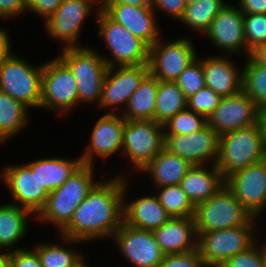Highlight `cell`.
Here are the masks:
<instances>
[{
    "mask_svg": "<svg viewBox=\"0 0 266 267\" xmlns=\"http://www.w3.org/2000/svg\"><path fill=\"white\" fill-rule=\"evenodd\" d=\"M164 128L154 120H126L123 149L140 171L164 149Z\"/></svg>",
    "mask_w": 266,
    "mask_h": 267,
    "instance_id": "30bf717a",
    "label": "cell"
},
{
    "mask_svg": "<svg viewBox=\"0 0 266 267\" xmlns=\"http://www.w3.org/2000/svg\"><path fill=\"white\" fill-rule=\"evenodd\" d=\"M93 166L82 164L59 188L49 193L44 208L36 218L51 222L63 229L72 219L74 211L99 183L93 179Z\"/></svg>",
    "mask_w": 266,
    "mask_h": 267,
    "instance_id": "3957f363",
    "label": "cell"
},
{
    "mask_svg": "<svg viewBox=\"0 0 266 267\" xmlns=\"http://www.w3.org/2000/svg\"><path fill=\"white\" fill-rule=\"evenodd\" d=\"M0 267H11V259L8 253L0 251Z\"/></svg>",
    "mask_w": 266,
    "mask_h": 267,
    "instance_id": "816d5d0a",
    "label": "cell"
},
{
    "mask_svg": "<svg viewBox=\"0 0 266 267\" xmlns=\"http://www.w3.org/2000/svg\"><path fill=\"white\" fill-rule=\"evenodd\" d=\"M63 0H28L27 10L38 13L47 20L60 6Z\"/></svg>",
    "mask_w": 266,
    "mask_h": 267,
    "instance_id": "ee69618b",
    "label": "cell"
},
{
    "mask_svg": "<svg viewBox=\"0 0 266 267\" xmlns=\"http://www.w3.org/2000/svg\"><path fill=\"white\" fill-rule=\"evenodd\" d=\"M158 82L149 72L130 96L121 116L126 120H154Z\"/></svg>",
    "mask_w": 266,
    "mask_h": 267,
    "instance_id": "83f0119b",
    "label": "cell"
},
{
    "mask_svg": "<svg viewBox=\"0 0 266 267\" xmlns=\"http://www.w3.org/2000/svg\"><path fill=\"white\" fill-rule=\"evenodd\" d=\"M112 179L99 182L74 211L61 230L66 242L77 244L110 237L122 225L127 181L120 176Z\"/></svg>",
    "mask_w": 266,
    "mask_h": 267,
    "instance_id": "6da1fadb",
    "label": "cell"
},
{
    "mask_svg": "<svg viewBox=\"0 0 266 267\" xmlns=\"http://www.w3.org/2000/svg\"><path fill=\"white\" fill-rule=\"evenodd\" d=\"M240 10L243 14H266V0H239Z\"/></svg>",
    "mask_w": 266,
    "mask_h": 267,
    "instance_id": "bcb514c9",
    "label": "cell"
},
{
    "mask_svg": "<svg viewBox=\"0 0 266 267\" xmlns=\"http://www.w3.org/2000/svg\"><path fill=\"white\" fill-rule=\"evenodd\" d=\"M99 9L105 11L112 4H127L136 7H152V0H99Z\"/></svg>",
    "mask_w": 266,
    "mask_h": 267,
    "instance_id": "7dc6e473",
    "label": "cell"
},
{
    "mask_svg": "<svg viewBox=\"0 0 266 267\" xmlns=\"http://www.w3.org/2000/svg\"><path fill=\"white\" fill-rule=\"evenodd\" d=\"M43 65L36 68L10 55L0 66V91L22 102L40 108Z\"/></svg>",
    "mask_w": 266,
    "mask_h": 267,
    "instance_id": "ba28073f",
    "label": "cell"
},
{
    "mask_svg": "<svg viewBox=\"0 0 266 267\" xmlns=\"http://www.w3.org/2000/svg\"><path fill=\"white\" fill-rule=\"evenodd\" d=\"M84 259H80L73 267H89L86 262L83 261Z\"/></svg>",
    "mask_w": 266,
    "mask_h": 267,
    "instance_id": "db71d44e",
    "label": "cell"
},
{
    "mask_svg": "<svg viewBox=\"0 0 266 267\" xmlns=\"http://www.w3.org/2000/svg\"><path fill=\"white\" fill-rule=\"evenodd\" d=\"M223 0H200L185 7L180 22L206 33L215 16L226 6Z\"/></svg>",
    "mask_w": 266,
    "mask_h": 267,
    "instance_id": "d6a6232c",
    "label": "cell"
},
{
    "mask_svg": "<svg viewBox=\"0 0 266 267\" xmlns=\"http://www.w3.org/2000/svg\"><path fill=\"white\" fill-rule=\"evenodd\" d=\"M224 185H226L225 178L215 164L211 170L204 165H193L180 183L182 190L194 206L208 200Z\"/></svg>",
    "mask_w": 266,
    "mask_h": 267,
    "instance_id": "d4e9b609",
    "label": "cell"
},
{
    "mask_svg": "<svg viewBox=\"0 0 266 267\" xmlns=\"http://www.w3.org/2000/svg\"><path fill=\"white\" fill-rule=\"evenodd\" d=\"M81 158L67 160L66 158L39 159L26 164L31 171H36L41 186L49 193L64 184L82 165Z\"/></svg>",
    "mask_w": 266,
    "mask_h": 267,
    "instance_id": "484cf974",
    "label": "cell"
},
{
    "mask_svg": "<svg viewBox=\"0 0 266 267\" xmlns=\"http://www.w3.org/2000/svg\"><path fill=\"white\" fill-rule=\"evenodd\" d=\"M250 56L260 65L266 67V44L257 47Z\"/></svg>",
    "mask_w": 266,
    "mask_h": 267,
    "instance_id": "681fc988",
    "label": "cell"
},
{
    "mask_svg": "<svg viewBox=\"0 0 266 267\" xmlns=\"http://www.w3.org/2000/svg\"><path fill=\"white\" fill-rule=\"evenodd\" d=\"M244 38L247 46V57L257 47L266 44V14H243Z\"/></svg>",
    "mask_w": 266,
    "mask_h": 267,
    "instance_id": "8d00e7d4",
    "label": "cell"
},
{
    "mask_svg": "<svg viewBox=\"0 0 266 267\" xmlns=\"http://www.w3.org/2000/svg\"><path fill=\"white\" fill-rule=\"evenodd\" d=\"M158 196L161 205L170 217H193L195 206L191 203L180 184L159 187Z\"/></svg>",
    "mask_w": 266,
    "mask_h": 267,
    "instance_id": "836d02e7",
    "label": "cell"
},
{
    "mask_svg": "<svg viewBox=\"0 0 266 267\" xmlns=\"http://www.w3.org/2000/svg\"><path fill=\"white\" fill-rule=\"evenodd\" d=\"M158 267H207L198 249L179 254L165 255Z\"/></svg>",
    "mask_w": 266,
    "mask_h": 267,
    "instance_id": "ab89813d",
    "label": "cell"
},
{
    "mask_svg": "<svg viewBox=\"0 0 266 267\" xmlns=\"http://www.w3.org/2000/svg\"><path fill=\"white\" fill-rule=\"evenodd\" d=\"M259 110L243 91L222 97L214 112L207 118L208 125L220 135L246 128L258 122Z\"/></svg>",
    "mask_w": 266,
    "mask_h": 267,
    "instance_id": "9a60e30c",
    "label": "cell"
},
{
    "mask_svg": "<svg viewBox=\"0 0 266 267\" xmlns=\"http://www.w3.org/2000/svg\"><path fill=\"white\" fill-rule=\"evenodd\" d=\"M27 106L0 91V143L19 132L27 123Z\"/></svg>",
    "mask_w": 266,
    "mask_h": 267,
    "instance_id": "4dcf8cb0",
    "label": "cell"
},
{
    "mask_svg": "<svg viewBox=\"0 0 266 267\" xmlns=\"http://www.w3.org/2000/svg\"><path fill=\"white\" fill-rule=\"evenodd\" d=\"M39 257L42 267H73L85 256L70 251L60 245L41 244L34 249Z\"/></svg>",
    "mask_w": 266,
    "mask_h": 267,
    "instance_id": "e575fe53",
    "label": "cell"
},
{
    "mask_svg": "<svg viewBox=\"0 0 266 267\" xmlns=\"http://www.w3.org/2000/svg\"><path fill=\"white\" fill-rule=\"evenodd\" d=\"M225 184L249 213L257 217L266 206V158L232 173Z\"/></svg>",
    "mask_w": 266,
    "mask_h": 267,
    "instance_id": "4fadbf2b",
    "label": "cell"
},
{
    "mask_svg": "<svg viewBox=\"0 0 266 267\" xmlns=\"http://www.w3.org/2000/svg\"><path fill=\"white\" fill-rule=\"evenodd\" d=\"M208 124L207 118L187 108L172 116L163 124L164 135H186L203 129ZM169 130V131H168Z\"/></svg>",
    "mask_w": 266,
    "mask_h": 267,
    "instance_id": "d590c367",
    "label": "cell"
},
{
    "mask_svg": "<svg viewBox=\"0 0 266 267\" xmlns=\"http://www.w3.org/2000/svg\"><path fill=\"white\" fill-rule=\"evenodd\" d=\"M113 236L124 257L135 267H158L164 259L165 254L152 231L136 229L123 222Z\"/></svg>",
    "mask_w": 266,
    "mask_h": 267,
    "instance_id": "5bb4252c",
    "label": "cell"
},
{
    "mask_svg": "<svg viewBox=\"0 0 266 267\" xmlns=\"http://www.w3.org/2000/svg\"><path fill=\"white\" fill-rule=\"evenodd\" d=\"M99 35L104 38L114 59H106L108 67L141 65L149 63V46L130 33L124 26L112 20L104 11L98 10Z\"/></svg>",
    "mask_w": 266,
    "mask_h": 267,
    "instance_id": "52a82bcc",
    "label": "cell"
},
{
    "mask_svg": "<svg viewBox=\"0 0 266 267\" xmlns=\"http://www.w3.org/2000/svg\"><path fill=\"white\" fill-rule=\"evenodd\" d=\"M179 88L183 91L186 98L194 95L200 89L206 86L203 73V60L195 59L186 69L179 75L175 81Z\"/></svg>",
    "mask_w": 266,
    "mask_h": 267,
    "instance_id": "74e56055",
    "label": "cell"
},
{
    "mask_svg": "<svg viewBox=\"0 0 266 267\" xmlns=\"http://www.w3.org/2000/svg\"><path fill=\"white\" fill-rule=\"evenodd\" d=\"M192 164L163 149L141 171L151 174L156 187L178 185Z\"/></svg>",
    "mask_w": 266,
    "mask_h": 267,
    "instance_id": "4316f807",
    "label": "cell"
},
{
    "mask_svg": "<svg viewBox=\"0 0 266 267\" xmlns=\"http://www.w3.org/2000/svg\"><path fill=\"white\" fill-rule=\"evenodd\" d=\"M214 45L228 53H235L244 48L247 53L244 38L243 13L240 8L226 5L213 19L208 31L204 34Z\"/></svg>",
    "mask_w": 266,
    "mask_h": 267,
    "instance_id": "ffe728a7",
    "label": "cell"
},
{
    "mask_svg": "<svg viewBox=\"0 0 266 267\" xmlns=\"http://www.w3.org/2000/svg\"><path fill=\"white\" fill-rule=\"evenodd\" d=\"M33 214L19 204L0 206V249L13 247L27 231V216Z\"/></svg>",
    "mask_w": 266,
    "mask_h": 267,
    "instance_id": "f1b7e54d",
    "label": "cell"
},
{
    "mask_svg": "<svg viewBox=\"0 0 266 267\" xmlns=\"http://www.w3.org/2000/svg\"><path fill=\"white\" fill-rule=\"evenodd\" d=\"M104 12L149 47L159 39L156 15L152 7L112 4Z\"/></svg>",
    "mask_w": 266,
    "mask_h": 267,
    "instance_id": "44dd1931",
    "label": "cell"
},
{
    "mask_svg": "<svg viewBox=\"0 0 266 267\" xmlns=\"http://www.w3.org/2000/svg\"><path fill=\"white\" fill-rule=\"evenodd\" d=\"M123 208V222L140 230L153 231L171 218L157 195L140 197Z\"/></svg>",
    "mask_w": 266,
    "mask_h": 267,
    "instance_id": "cb8c5ba5",
    "label": "cell"
},
{
    "mask_svg": "<svg viewBox=\"0 0 266 267\" xmlns=\"http://www.w3.org/2000/svg\"><path fill=\"white\" fill-rule=\"evenodd\" d=\"M242 73V91L256 104L258 110L266 109V67L247 57Z\"/></svg>",
    "mask_w": 266,
    "mask_h": 267,
    "instance_id": "1f68e13d",
    "label": "cell"
},
{
    "mask_svg": "<svg viewBox=\"0 0 266 267\" xmlns=\"http://www.w3.org/2000/svg\"><path fill=\"white\" fill-rule=\"evenodd\" d=\"M77 104V84L69 66L59 56L43 64L40 108L64 114Z\"/></svg>",
    "mask_w": 266,
    "mask_h": 267,
    "instance_id": "9c48e42d",
    "label": "cell"
},
{
    "mask_svg": "<svg viewBox=\"0 0 266 267\" xmlns=\"http://www.w3.org/2000/svg\"><path fill=\"white\" fill-rule=\"evenodd\" d=\"M226 57H208L203 60L206 87L221 97L232 96L242 91V73Z\"/></svg>",
    "mask_w": 266,
    "mask_h": 267,
    "instance_id": "603a6c76",
    "label": "cell"
},
{
    "mask_svg": "<svg viewBox=\"0 0 266 267\" xmlns=\"http://www.w3.org/2000/svg\"><path fill=\"white\" fill-rule=\"evenodd\" d=\"M261 259L263 262V267H266V243L260 249Z\"/></svg>",
    "mask_w": 266,
    "mask_h": 267,
    "instance_id": "f5cc1de1",
    "label": "cell"
},
{
    "mask_svg": "<svg viewBox=\"0 0 266 267\" xmlns=\"http://www.w3.org/2000/svg\"><path fill=\"white\" fill-rule=\"evenodd\" d=\"M10 40L6 30L0 29V66L12 54Z\"/></svg>",
    "mask_w": 266,
    "mask_h": 267,
    "instance_id": "c3c4849f",
    "label": "cell"
},
{
    "mask_svg": "<svg viewBox=\"0 0 266 267\" xmlns=\"http://www.w3.org/2000/svg\"><path fill=\"white\" fill-rule=\"evenodd\" d=\"M72 70L79 102L96 100L99 104L103 81L108 70L104 57L86 47L66 48L59 56Z\"/></svg>",
    "mask_w": 266,
    "mask_h": 267,
    "instance_id": "5b68a950",
    "label": "cell"
},
{
    "mask_svg": "<svg viewBox=\"0 0 266 267\" xmlns=\"http://www.w3.org/2000/svg\"><path fill=\"white\" fill-rule=\"evenodd\" d=\"M108 67L105 75L101 98L98 107L125 104L127 106L130 96L138 88L143 78L149 73V65H128Z\"/></svg>",
    "mask_w": 266,
    "mask_h": 267,
    "instance_id": "ac0fdd59",
    "label": "cell"
},
{
    "mask_svg": "<svg viewBox=\"0 0 266 267\" xmlns=\"http://www.w3.org/2000/svg\"><path fill=\"white\" fill-rule=\"evenodd\" d=\"M152 233L165 255L197 249V233L193 217H171Z\"/></svg>",
    "mask_w": 266,
    "mask_h": 267,
    "instance_id": "7402d4cb",
    "label": "cell"
},
{
    "mask_svg": "<svg viewBox=\"0 0 266 267\" xmlns=\"http://www.w3.org/2000/svg\"><path fill=\"white\" fill-rule=\"evenodd\" d=\"M200 0H185L186 5L196 3Z\"/></svg>",
    "mask_w": 266,
    "mask_h": 267,
    "instance_id": "11a10c76",
    "label": "cell"
},
{
    "mask_svg": "<svg viewBox=\"0 0 266 267\" xmlns=\"http://www.w3.org/2000/svg\"><path fill=\"white\" fill-rule=\"evenodd\" d=\"M256 246L255 243L247 250L230 257L219 267H263L260 248Z\"/></svg>",
    "mask_w": 266,
    "mask_h": 267,
    "instance_id": "60d3db41",
    "label": "cell"
},
{
    "mask_svg": "<svg viewBox=\"0 0 266 267\" xmlns=\"http://www.w3.org/2000/svg\"><path fill=\"white\" fill-rule=\"evenodd\" d=\"M154 121L160 124L187 108V98L175 81H159Z\"/></svg>",
    "mask_w": 266,
    "mask_h": 267,
    "instance_id": "f546056e",
    "label": "cell"
},
{
    "mask_svg": "<svg viewBox=\"0 0 266 267\" xmlns=\"http://www.w3.org/2000/svg\"><path fill=\"white\" fill-rule=\"evenodd\" d=\"M265 158L266 148L259 122L220 135L219 155L215 165L225 179Z\"/></svg>",
    "mask_w": 266,
    "mask_h": 267,
    "instance_id": "7a4b0ae2",
    "label": "cell"
},
{
    "mask_svg": "<svg viewBox=\"0 0 266 267\" xmlns=\"http://www.w3.org/2000/svg\"><path fill=\"white\" fill-rule=\"evenodd\" d=\"M11 259V267H42L35 250L18 248L8 253Z\"/></svg>",
    "mask_w": 266,
    "mask_h": 267,
    "instance_id": "b9f144b4",
    "label": "cell"
},
{
    "mask_svg": "<svg viewBox=\"0 0 266 267\" xmlns=\"http://www.w3.org/2000/svg\"><path fill=\"white\" fill-rule=\"evenodd\" d=\"M28 0H0V17L8 18L20 15L26 11Z\"/></svg>",
    "mask_w": 266,
    "mask_h": 267,
    "instance_id": "f6af8a7d",
    "label": "cell"
},
{
    "mask_svg": "<svg viewBox=\"0 0 266 267\" xmlns=\"http://www.w3.org/2000/svg\"><path fill=\"white\" fill-rule=\"evenodd\" d=\"M186 7L185 0H152V8L162 10L175 19L180 20Z\"/></svg>",
    "mask_w": 266,
    "mask_h": 267,
    "instance_id": "7bdbcfd3",
    "label": "cell"
},
{
    "mask_svg": "<svg viewBox=\"0 0 266 267\" xmlns=\"http://www.w3.org/2000/svg\"><path fill=\"white\" fill-rule=\"evenodd\" d=\"M4 169L2 177L13 199L16 203H21L22 208L37 216L44 208L49 192L41 186L36 171H31L26 164L7 166Z\"/></svg>",
    "mask_w": 266,
    "mask_h": 267,
    "instance_id": "e0dca14e",
    "label": "cell"
},
{
    "mask_svg": "<svg viewBox=\"0 0 266 267\" xmlns=\"http://www.w3.org/2000/svg\"><path fill=\"white\" fill-rule=\"evenodd\" d=\"M220 134L208 124L197 132L186 135H164V149L192 165H204L219 155ZM215 161V162H214Z\"/></svg>",
    "mask_w": 266,
    "mask_h": 267,
    "instance_id": "7c38bea8",
    "label": "cell"
},
{
    "mask_svg": "<svg viewBox=\"0 0 266 267\" xmlns=\"http://www.w3.org/2000/svg\"><path fill=\"white\" fill-rule=\"evenodd\" d=\"M258 122L262 129V134L264 137V143H265V148H266V109L259 111Z\"/></svg>",
    "mask_w": 266,
    "mask_h": 267,
    "instance_id": "f907efd6",
    "label": "cell"
},
{
    "mask_svg": "<svg viewBox=\"0 0 266 267\" xmlns=\"http://www.w3.org/2000/svg\"><path fill=\"white\" fill-rule=\"evenodd\" d=\"M255 219L246 225L201 233L197 237V249L206 266L219 267L230 257L253 246L256 243L252 236Z\"/></svg>",
    "mask_w": 266,
    "mask_h": 267,
    "instance_id": "8992f818",
    "label": "cell"
},
{
    "mask_svg": "<svg viewBox=\"0 0 266 267\" xmlns=\"http://www.w3.org/2000/svg\"><path fill=\"white\" fill-rule=\"evenodd\" d=\"M193 218L198 237L201 233L246 225L254 217L224 185L208 200L195 206Z\"/></svg>",
    "mask_w": 266,
    "mask_h": 267,
    "instance_id": "277c9868",
    "label": "cell"
},
{
    "mask_svg": "<svg viewBox=\"0 0 266 267\" xmlns=\"http://www.w3.org/2000/svg\"><path fill=\"white\" fill-rule=\"evenodd\" d=\"M195 59L193 44L187 38L163 45L159 38L149 47V72L159 81H176Z\"/></svg>",
    "mask_w": 266,
    "mask_h": 267,
    "instance_id": "8fae6325",
    "label": "cell"
},
{
    "mask_svg": "<svg viewBox=\"0 0 266 267\" xmlns=\"http://www.w3.org/2000/svg\"><path fill=\"white\" fill-rule=\"evenodd\" d=\"M117 115L107 112L98 119L91 132V144L80 157L83 164L94 166L93 154L107 158L122 149L126 119Z\"/></svg>",
    "mask_w": 266,
    "mask_h": 267,
    "instance_id": "d6986e66",
    "label": "cell"
},
{
    "mask_svg": "<svg viewBox=\"0 0 266 267\" xmlns=\"http://www.w3.org/2000/svg\"><path fill=\"white\" fill-rule=\"evenodd\" d=\"M221 98L214 90L205 86L187 98V109L209 118L219 105Z\"/></svg>",
    "mask_w": 266,
    "mask_h": 267,
    "instance_id": "f35d334b",
    "label": "cell"
},
{
    "mask_svg": "<svg viewBox=\"0 0 266 267\" xmlns=\"http://www.w3.org/2000/svg\"><path fill=\"white\" fill-rule=\"evenodd\" d=\"M99 0H63L58 9L45 20V28L52 38L66 44V48L81 47L75 45L80 28L91 7Z\"/></svg>",
    "mask_w": 266,
    "mask_h": 267,
    "instance_id": "2e32d148",
    "label": "cell"
}]
</instances>
